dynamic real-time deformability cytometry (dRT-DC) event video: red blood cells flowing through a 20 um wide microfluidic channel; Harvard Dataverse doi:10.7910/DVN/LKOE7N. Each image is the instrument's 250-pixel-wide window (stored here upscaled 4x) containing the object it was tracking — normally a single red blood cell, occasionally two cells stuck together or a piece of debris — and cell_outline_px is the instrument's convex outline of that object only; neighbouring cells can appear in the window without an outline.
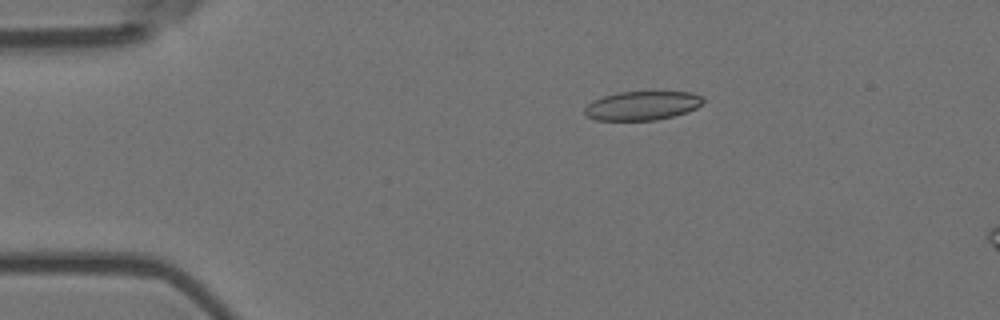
{"species": "Egyptian fruit bat (a non-hibernating species)", "species_latin": "Rousettus aegyptiacus", "temperature_condition": "room temperature", "stored_images_in_passage": 5, "camera_frame_rate_fps": 3000, "um_per_image_px": 0.085, "animal": {"sex": "female"}, "frame": {"image": 1, "passage_image": 3, "time_ms": 0.667, "image_size_px": [1000, 320], "cell_outline_px": [[704, 100], [696, 108], [688, 112], [656, 120], [596, 120], [588, 116], [584, 112], [584, 108], [592, 100], [604, 96], [620, 92], [692, 92], [704, 96]], "centroid_in_image_um": [54.6, 8.98], "position_along_channel_um": 30.4, "area_um2": 19.94}}